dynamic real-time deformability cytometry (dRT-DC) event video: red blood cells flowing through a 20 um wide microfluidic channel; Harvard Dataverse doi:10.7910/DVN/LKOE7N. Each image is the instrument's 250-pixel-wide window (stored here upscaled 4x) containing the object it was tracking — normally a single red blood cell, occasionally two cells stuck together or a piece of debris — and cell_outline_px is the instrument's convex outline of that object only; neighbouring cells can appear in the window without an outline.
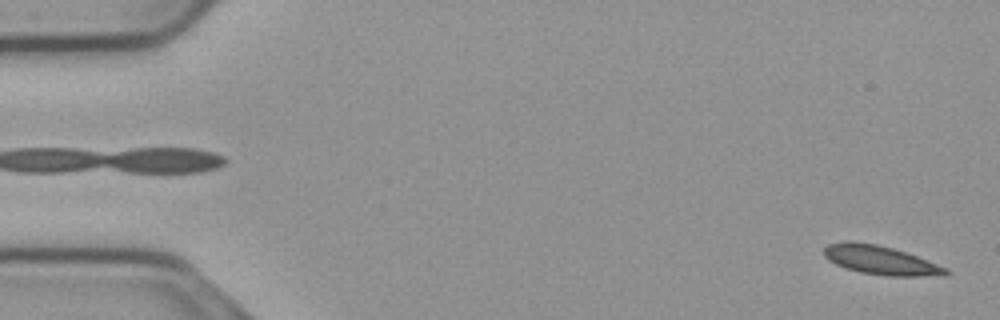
{"species": "common noctule bat (a hibernating species)", "species_latin": "Nyctalus noctula", "temperature_condition": "cold", "stored_images_in_passage": 17, "camera_frame_rate_fps": 3000, "um_per_image_px": 0.085, "animal": {"sex": "male", "body_mass_g": 23.1, "forearm_length_mm": 52.7}, "frame": {"image": 1, "passage_image": 1, "time_ms": 0.0, "image_size_px": [1000, 320], "cell_outline_px": [[952, 272], [948, 276], [888, 276], [860, 272], [844, 268], [828, 260], [824, 256], [824, 248], [828, 244], [848, 240], [852, 240], [876, 244], [892, 248], [916, 256], [948, 268]], "centroid_in_image_um": [74.86, 22.12], "position_along_channel_um": 10.1, "area_um2": 20.69}}
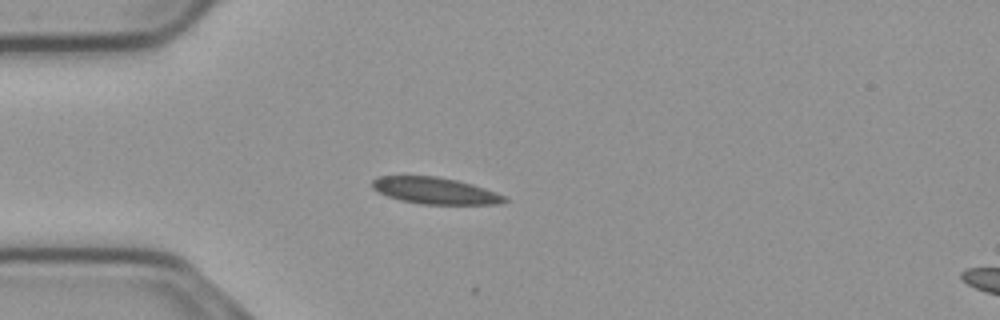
{"frame": {"image": 2, "passage_image": 14, "time_ms": 4.333, "image_size_px": [1000, 320], "cell_outline_px": [[508, 200], [500, 204], [420, 204], [400, 200], [388, 196], [372, 188], [372, 180], [376, 176], [436, 176], [456, 180], [472, 184], [484, 188], [504, 196]], "centroid_in_image_um": [36.95, 16.21], "position_along_channel_um": 48.0, "area_um2": 20.35}}